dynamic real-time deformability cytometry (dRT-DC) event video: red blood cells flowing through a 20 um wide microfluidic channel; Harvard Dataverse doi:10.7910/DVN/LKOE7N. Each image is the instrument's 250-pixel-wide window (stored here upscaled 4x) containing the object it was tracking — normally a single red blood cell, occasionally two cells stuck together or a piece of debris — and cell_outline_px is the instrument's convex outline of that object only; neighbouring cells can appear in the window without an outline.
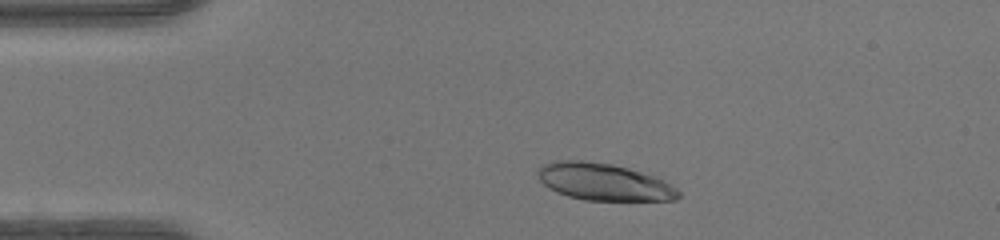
{"species": "human", "species_latin": "Homo sapiens", "temperature_condition": "warm", "stored_images_in_passage": 43, "camera_frame_rate_fps": 3000, "um_per_image_px": 0.085, "donor": {"sex": "female"}, "frame": {"image": 1, "passage_image": 5, "time_ms": 1.333, "image_size_px": [1000, 240], "cell_outline_px": [[680, 196], [676, 200], [584, 200], [568, 196], [556, 192], [548, 188], [536, 176], [536, 172], [544, 164], [552, 160], [580, 160], [612, 164], [628, 168], [664, 180], [676, 188], [680, 192]], "centroid_in_image_um": [51.29, 15.46], "position_along_channel_um": 33.7, "area_um2": 30.35}}
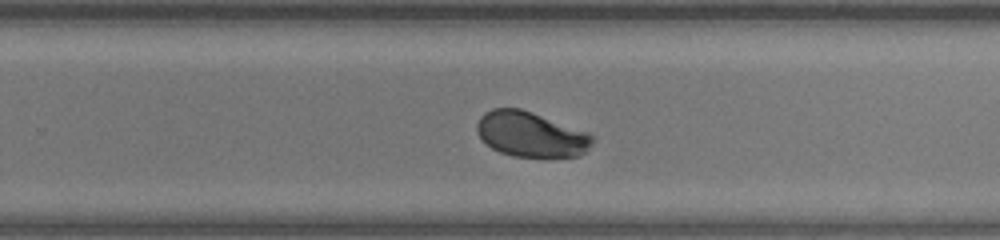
{"frame": {"image": 2, "passage_image": 26, "time_ms": 8.333, "image_size_px": [1000, 240], "cell_outline_px": [[596, 136], [584, 152], [580, 156], [548, 160], [544, 160], [512, 156], [500, 152], [492, 148], [476, 132], [476, 124], [480, 116], [484, 112], [492, 108], [520, 108], [532, 112], [588, 132]], "centroid_in_image_um": [45.14, 11.47], "position_along_channel_um": 284.7, "area_um2": 31.21}}
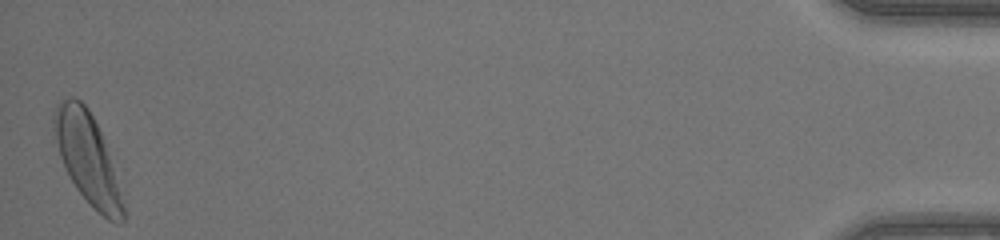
{"frame": {"image": 3, "passage_image": 43, "time_ms": 14.0, "image_size_px": [1000, 240], "cell_outline_px": [[124, 220], [120, 224], [116, 224], [108, 220], [76, 188], [64, 168], [60, 156], [52, 124], [52, 112], [56, 104], [60, 100], [72, 96], [76, 96], [88, 108], [100, 132], [124, 204]], "centroid_in_image_um": [7.38, 13.4], "position_along_channel_um": 427.8, "area_um2": 35.37}, "authors_computed_cell_mechanics": {"area_um2": 31.9634, "velocity_mm_per_s": 4.2673, "shape_relaxation_time_tau1_ms": 3.0687, "shape_relaxation_time_tau2_ms": null, "deformation_change_tau1": 0.1883, "deformation_change_tau2": null}}